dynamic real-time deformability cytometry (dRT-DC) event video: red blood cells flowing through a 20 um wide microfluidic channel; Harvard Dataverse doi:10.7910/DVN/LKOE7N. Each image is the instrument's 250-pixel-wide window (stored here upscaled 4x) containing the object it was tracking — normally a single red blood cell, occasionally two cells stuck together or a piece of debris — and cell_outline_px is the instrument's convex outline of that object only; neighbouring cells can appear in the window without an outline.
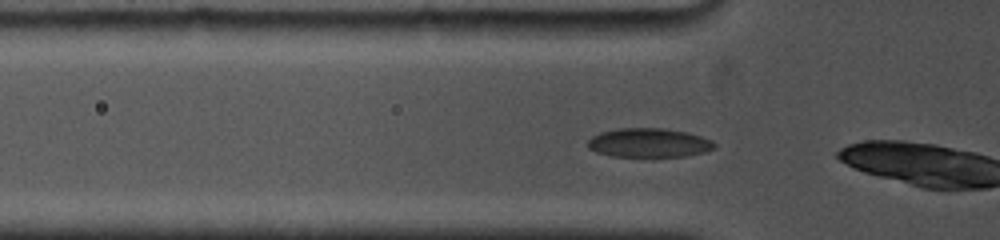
{"species": "common noctule bat (a hibernating species)", "species_latin": "Nyctalus noctula", "temperature_condition": "cold", "stored_images_in_passage": 51, "camera_frame_rate_fps": 5000, "um_per_image_px": 0.085, "animal": {"sex": "female", "body_mass_g": 19.0, "forearm_length_mm": 53.3}, "frame": {"image": 1, "passage_image": 4, "time_ms": 0.6, "image_size_px": [1000, 240], "cell_outline_px": [[716, 148], [704, 152], [684, 156], [612, 156], [596, 152], [588, 148], [588, 140], [592, 136], [600, 132], [620, 128], [664, 128], [688, 132], [712, 140], [716, 144]], "centroid_in_image_um": [55.16, 12.13], "position_along_channel_um": 70.6, "area_um2": 21.44}}
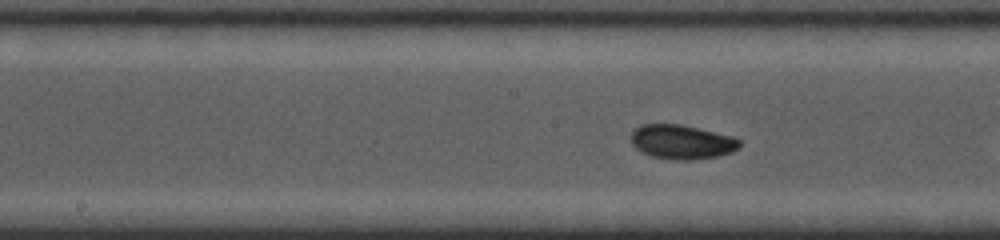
{"frame": {"image": 2, "passage_image": 21, "time_ms": 3.8, "image_size_px": [1000, 240], "cell_outline_px": [[740, 148], [732, 152], [716, 156], [692, 160], [676, 160], [652, 156], [636, 148], [632, 144], [632, 128], [640, 124], [680, 124], [732, 136], [740, 140]], "centroid_in_image_um": [57.95, 12.05], "position_along_channel_um": 190.3, "area_um2": 21.62}}
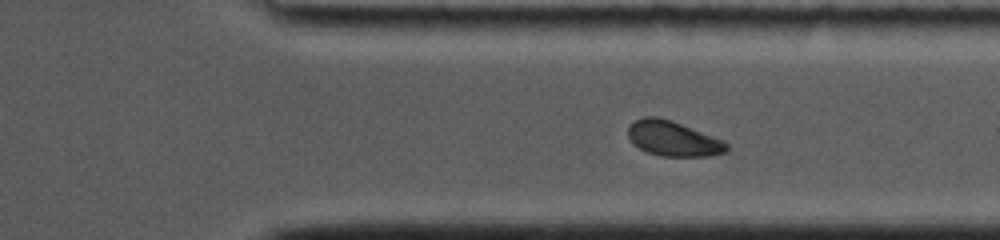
{"frame": {"image": 3, "passage_image": 39, "time_ms": 8.2, "image_size_px": [1000, 240], "cell_outline_px": [[728, 148], [724, 152], [708, 156], [660, 156], [648, 152], [632, 144], [628, 136], [628, 124], [644, 116], [656, 116], [672, 120], [724, 140], [728, 144]], "centroid_in_image_um": [57.19, 11.77], "position_along_channel_um": 354.2, "area_um2": 20.23}, "authors_computed_cell_mechanics": {"area_um2": 20.9814, "velocity_mm_per_s": 3.7298, "shape_relaxation_time_tau1_ms": 2.7118, "shape_relaxation_time_tau2_ms": 3.4041, "deformation_change_tau1": 0.1096, "deformation_change_tau2": 0.0436}}